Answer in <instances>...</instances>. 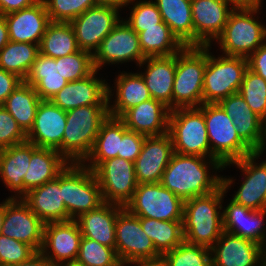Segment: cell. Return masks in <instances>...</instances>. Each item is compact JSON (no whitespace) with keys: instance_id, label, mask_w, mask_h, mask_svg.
<instances>
[{"instance_id":"f5cc1de1","label":"cell","mask_w":266,"mask_h":266,"mask_svg":"<svg viewBox=\"0 0 266 266\" xmlns=\"http://www.w3.org/2000/svg\"><path fill=\"white\" fill-rule=\"evenodd\" d=\"M39 0H0V15L19 11L33 6Z\"/></svg>"},{"instance_id":"9f6ffc18","label":"cell","mask_w":266,"mask_h":266,"mask_svg":"<svg viewBox=\"0 0 266 266\" xmlns=\"http://www.w3.org/2000/svg\"><path fill=\"white\" fill-rule=\"evenodd\" d=\"M131 264H135L136 266H168L163 256L154 259H140L130 263L129 265Z\"/></svg>"},{"instance_id":"c3c4849f","label":"cell","mask_w":266,"mask_h":266,"mask_svg":"<svg viewBox=\"0 0 266 266\" xmlns=\"http://www.w3.org/2000/svg\"><path fill=\"white\" fill-rule=\"evenodd\" d=\"M27 141V135L17 124L14 117L0 105V149Z\"/></svg>"},{"instance_id":"6f0895ef","label":"cell","mask_w":266,"mask_h":266,"mask_svg":"<svg viewBox=\"0 0 266 266\" xmlns=\"http://www.w3.org/2000/svg\"><path fill=\"white\" fill-rule=\"evenodd\" d=\"M8 25L4 16L0 15V51L9 42Z\"/></svg>"},{"instance_id":"4316f807","label":"cell","mask_w":266,"mask_h":266,"mask_svg":"<svg viewBox=\"0 0 266 266\" xmlns=\"http://www.w3.org/2000/svg\"><path fill=\"white\" fill-rule=\"evenodd\" d=\"M218 104L232 119L239 137L254 151H261L262 119L256 115L238 92L222 99Z\"/></svg>"},{"instance_id":"d6a6232c","label":"cell","mask_w":266,"mask_h":266,"mask_svg":"<svg viewBox=\"0 0 266 266\" xmlns=\"http://www.w3.org/2000/svg\"><path fill=\"white\" fill-rule=\"evenodd\" d=\"M24 81L34 87L41 100H51L68 83L60 71V57L54 59L41 53Z\"/></svg>"},{"instance_id":"f1b7e54d","label":"cell","mask_w":266,"mask_h":266,"mask_svg":"<svg viewBox=\"0 0 266 266\" xmlns=\"http://www.w3.org/2000/svg\"><path fill=\"white\" fill-rule=\"evenodd\" d=\"M147 63L144 73H139L147 86L151 98L163 102L172 110V90L176 70V54L147 57L139 67Z\"/></svg>"},{"instance_id":"d590c367","label":"cell","mask_w":266,"mask_h":266,"mask_svg":"<svg viewBox=\"0 0 266 266\" xmlns=\"http://www.w3.org/2000/svg\"><path fill=\"white\" fill-rule=\"evenodd\" d=\"M41 98L34 87L22 81L7 97L3 107L14 117L19 127L27 134L33 125Z\"/></svg>"},{"instance_id":"5bb4252c","label":"cell","mask_w":266,"mask_h":266,"mask_svg":"<svg viewBox=\"0 0 266 266\" xmlns=\"http://www.w3.org/2000/svg\"><path fill=\"white\" fill-rule=\"evenodd\" d=\"M92 56L96 70L110 63L135 61L139 65L146 58L141 50L138 34L123 19L101 41Z\"/></svg>"},{"instance_id":"1f68e13d","label":"cell","mask_w":266,"mask_h":266,"mask_svg":"<svg viewBox=\"0 0 266 266\" xmlns=\"http://www.w3.org/2000/svg\"><path fill=\"white\" fill-rule=\"evenodd\" d=\"M116 99L110 106L112 90L108 87L109 116L120 118L128 109L151 99L149 90L139 73H121L115 79Z\"/></svg>"},{"instance_id":"f907efd6","label":"cell","mask_w":266,"mask_h":266,"mask_svg":"<svg viewBox=\"0 0 266 266\" xmlns=\"http://www.w3.org/2000/svg\"><path fill=\"white\" fill-rule=\"evenodd\" d=\"M22 81L17 75L0 68V105L4 104L7 97Z\"/></svg>"},{"instance_id":"680465c9","label":"cell","mask_w":266,"mask_h":266,"mask_svg":"<svg viewBox=\"0 0 266 266\" xmlns=\"http://www.w3.org/2000/svg\"><path fill=\"white\" fill-rule=\"evenodd\" d=\"M133 1L135 0H94L96 5L113 6L119 9L125 7L126 5L128 6L131 2L132 4L135 3Z\"/></svg>"},{"instance_id":"e0dca14e","label":"cell","mask_w":266,"mask_h":266,"mask_svg":"<svg viewBox=\"0 0 266 266\" xmlns=\"http://www.w3.org/2000/svg\"><path fill=\"white\" fill-rule=\"evenodd\" d=\"M210 250L212 266H266L262 245L226 231Z\"/></svg>"},{"instance_id":"816d5d0a","label":"cell","mask_w":266,"mask_h":266,"mask_svg":"<svg viewBox=\"0 0 266 266\" xmlns=\"http://www.w3.org/2000/svg\"><path fill=\"white\" fill-rule=\"evenodd\" d=\"M248 69L266 80V42L248 58Z\"/></svg>"},{"instance_id":"11a10c76","label":"cell","mask_w":266,"mask_h":266,"mask_svg":"<svg viewBox=\"0 0 266 266\" xmlns=\"http://www.w3.org/2000/svg\"><path fill=\"white\" fill-rule=\"evenodd\" d=\"M234 8H260L262 0H227Z\"/></svg>"},{"instance_id":"52a82bcc","label":"cell","mask_w":266,"mask_h":266,"mask_svg":"<svg viewBox=\"0 0 266 266\" xmlns=\"http://www.w3.org/2000/svg\"><path fill=\"white\" fill-rule=\"evenodd\" d=\"M206 46V69L203 82V104L218 103L239 92L248 69L245 57L221 55L216 58Z\"/></svg>"},{"instance_id":"e575fe53","label":"cell","mask_w":266,"mask_h":266,"mask_svg":"<svg viewBox=\"0 0 266 266\" xmlns=\"http://www.w3.org/2000/svg\"><path fill=\"white\" fill-rule=\"evenodd\" d=\"M171 32L184 46H194L191 0L154 1Z\"/></svg>"},{"instance_id":"7bdbcfd3","label":"cell","mask_w":266,"mask_h":266,"mask_svg":"<svg viewBox=\"0 0 266 266\" xmlns=\"http://www.w3.org/2000/svg\"><path fill=\"white\" fill-rule=\"evenodd\" d=\"M239 93L251 110L263 119L266 115V80L247 69Z\"/></svg>"},{"instance_id":"7dc6e473","label":"cell","mask_w":266,"mask_h":266,"mask_svg":"<svg viewBox=\"0 0 266 266\" xmlns=\"http://www.w3.org/2000/svg\"><path fill=\"white\" fill-rule=\"evenodd\" d=\"M37 251L30 245L0 235V266H11L30 259Z\"/></svg>"},{"instance_id":"ab89813d","label":"cell","mask_w":266,"mask_h":266,"mask_svg":"<svg viewBox=\"0 0 266 266\" xmlns=\"http://www.w3.org/2000/svg\"><path fill=\"white\" fill-rule=\"evenodd\" d=\"M143 231L152 240L155 249L163 255L184 241L182 221H161L138 217Z\"/></svg>"},{"instance_id":"7a4b0ae2","label":"cell","mask_w":266,"mask_h":266,"mask_svg":"<svg viewBox=\"0 0 266 266\" xmlns=\"http://www.w3.org/2000/svg\"><path fill=\"white\" fill-rule=\"evenodd\" d=\"M221 177L222 186L216 191L184 201L182 226L185 242L211 248L223 233L221 203L234 180Z\"/></svg>"},{"instance_id":"60d3db41","label":"cell","mask_w":266,"mask_h":266,"mask_svg":"<svg viewBox=\"0 0 266 266\" xmlns=\"http://www.w3.org/2000/svg\"><path fill=\"white\" fill-rule=\"evenodd\" d=\"M74 266H123L113 248L82 237Z\"/></svg>"},{"instance_id":"94428289","label":"cell","mask_w":266,"mask_h":266,"mask_svg":"<svg viewBox=\"0 0 266 266\" xmlns=\"http://www.w3.org/2000/svg\"><path fill=\"white\" fill-rule=\"evenodd\" d=\"M4 216H5V201L0 204V235L2 230V225L4 223Z\"/></svg>"},{"instance_id":"30bf717a","label":"cell","mask_w":266,"mask_h":266,"mask_svg":"<svg viewBox=\"0 0 266 266\" xmlns=\"http://www.w3.org/2000/svg\"><path fill=\"white\" fill-rule=\"evenodd\" d=\"M125 208L133 215L161 221H182L184 201L158 183L138 184Z\"/></svg>"},{"instance_id":"603a6c76","label":"cell","mask_w":266,"mask_h":266,"mask_svg":"<svg viewBox=\"0 0 266 266\" xmlns=\"http://www.w3.org/2000/svg\"><path fill=\"white\" fill-rule=\"evenodd\" d=\"M9 40L40 45L48 24L51 22L42 0L33 6L4 15Z\"/></svg>"},{"instance_id":"f6af8a7d","label":"cell","mask_w":266,"mask_h":266,"mask_svg":"<svg viewBox=\"0 0 266 266\" xmlns=\"http://www.w3.org/2000/svg\"><path fill=\"white\" fill-rule=\"evenodd\" d=\"M94 70L93 56L88 51L79 50L74 54L60 57V71L68 82L83 79Z\"/></svg>"},{"instance_id":"ffe728a7","label":"cell","mask_w":266,"mask_h":266,"mask_svg":"<svg viewBox=\"0 0 266 266\" xmlns=\"http://www.w3.org/2000/svg\"><path fill=\"white\" fill-rule=\"evenodd\" d=\"M260 156L261 153L254 152L224 165L227 167L234 164L245 174L242 185L231 200L252 210L266 209V160L260 164L255 163Z\"/></svg>"},{"instance_id":"8992f818","label":"cell","mask_w":266,"mask_h":266,"mask_svg":"<svg viewBox=\"0 0 266 266\" xmlns=\"http://www.w3.org/2000/svg\"><path fill=\"white\" fill-rule=\"evenodd\" d=\"M260 8H234L216 39L227 56L248 58L266 42V26L255 19Z\"/></svg>"},{"instance_id":"9c48e42d","label":"cell","mask_w":266,"mask_h":266,"mask_svg":"<svg viewBox=\"0 0 266 266\" xmlns=\"http://www.w3.org/2000/svg\"><path fill=\"white\" fill-rule=\"evenodd\" d=\"M168 133L174 152L212 158L204 114L198 108L171 110Z\"/></svg>"},{"instance_id":"d4e9b609","label":"cell","mask_w":266,"mask_h":266,"mask_svg":"<svg viewBox=\"0 0 266 266\" xmlns=\"http://www.w3.org/2000/svg\"><path fill=\"white\" fill-rule=\"evenodd\" d=\"M22 200L44 223L70 220L62 198V172L56 179L29 190Z\"/></svg>"},{"instance_id":"83f0119b","label":"cell","mask_w":266,"mask_h":266,"mask_svg":"<svg viewBox=\"0 0 266 266\" xmlns=\"http://www.w3.org/2000/svg\"><path fill=\"white\" fill-rule=\"evenodd\" d=\"M123 208L121 205L103 202L97 208L80 215L75 220L79 225L82 237L95 240L115 250V222L118 213Z\"/></svg>"},{"instance_id":"cb8c5ba5","label":"cell","mask_w":266,"mask_h":266,"mask_svg":"<svg viewBox=\"0 0 266 266\" xmlns=\"http://www.w3.org/2000/svg\"><path fill=\"white\" fill-rule=\"evenodd\" d=\"M265 216L266 209L252 210L231 200L222 212L223 230L258 243L266 249Z\"/></svg>"},{"instance_id":"5b68a950","label":"cell","mask_w":266,"mask_h":266,"mask_svg":"<svg viewBox=\"0 0 266 266\" xmlns=\"http://www.w3.org/2000/svg\"><path fill=\"white\" fill-rule=\"evenodd\" d=\"M212 158L223 166L238 161L254 151L239 137L232 119L218 103L202 104Z\"/></svg>"},{"instance_id":"7c38bea8","label":"cell","mask_w":266,"mask_h":266,"mask_svg":"<svg viewBox=\"0 0 266 266\" xmlns=\"http://www.w3.org/2000/svg\"><path fill=\"white\" fill-rule=\"evenodd\" d=\"M103 202L125 207L138 186L134 162L115 157L103 161L95 170Z\"/></svg>"},{"instance_id":"484cf974","label":"cell","mask_w":266,"mask_h":266,"mask_svg":"<svg viewBox=\"0 0 266 266\" xmlns=\"http://www.w3.org/2000/svg\"><path fill=\"white\" fill-rule=\"evenodd\" d=\"M170 111L163 102L151 98L128 109L120 119L128 130L145 136H159L168 132Z\"/></svg>"},{"instance_id":"9a60e30c","label":"cell","mask_w":266,"mask_h":266,"mask_svg":"<svg viewBox=\"0 0 266 266\" xmlns=\"http://www.w3.org/2000/svg\"><path fill=\"white\" fill-rule=\"evenodd\" d=\"M119 10L113 6L96 5L73 19L70 23L79 49L93 55L101 41L119 23Z\"/></svg>"},{"instance_id":"8fae6325","label":"cell","mask_w":266,"mask_h":266,"mask_svg":"<svg viewBox=\"0 0 266 266\" xmlns=\"http://www.w3.org/2000/svg\"><path fill=\"white\" fill-rule=\"evenodd\" d=\"M115 234V252L123 266H129L136 260L162 256L143 231L138 216L131 214L125 207L117 215Z\"/></svg>"},{"instance_id":"bcb514c9","label":"cell","mask_w":266,"mask_h":266,"mask_svg":"<svg viewBox=\"0 0 266 266\" xmlns=\"http://www.w3.org/2000/svg\"><path fill=\"white\" fill-rule=\"evenodd\" d=\"M130 17L124 21L138 34L143 28L158 27L162 16L154 1H137L131 9Z\"/></svg>"},{"instance_id":"3957f363","label":"cell","mask_w":266,"mask_h":266,"mask_svg":"<svg viewBox=\"0 0 266 266\" xmlns=\"http://www.w3.org/2000/svg\"><path fill=\"white\" fill-rule=\"evenodd\" d=\"M109 117V105H89L66 111L61 155L69 163H82L90 154L101 124Z\"/></svg>"},{"instance_id":"d6986e66","label":"cell","mask_w":266,"mask_h":266,"mask_svg":"<svg viewBox=\"0 0 266 266\" xmlns=\"http://www.w3.org/2000/svg\"><path fill=\"white\" fill-rule=\"evenodd\" d=\"M173 154V143L168 132L159 136H146L134 162L137 183L160 182Z\"/></svg>"},{"instance_id":"2e32d148","label":"cell","mask_w":266,"mask_h":266,"mask_svg":"<svg viewBox=\"0 0 266 266\" xmlns=\"http://www.w3.org/2000/svg\"><path fill=\"white\" fill-rule=\"evenodd\" d=\"M44 225L22 198L5 199L1 235L26 243L39 252L43 243Z\"/></svg>"},{"instance_id":"6da1fadb","label":"cell","mask_w":266,"mask_h":266,"mask_svg":"<svg viewBox=\"0 0 266 266\" xmlns=\"http://www.w3.org/2000/svg\"><path fill=\"white\" fill-rule=\"evenodd\" d=\"M206 159L174 152L163 172L161 185L183 201L216 191L222 186V177L217 176L216 172L225 166L216 159ZM210 167L216 170L215 175L210 176Z\"/></svg>"},{"instance_id":"f35d334b","label":"cell","mask_w":266,"mask_h":266,"mask_svg":"<svg viewBox=\"0 0 266 266\" xmlns=\"http://www.w3.org/2000/svg\"><path fill=\"white\" fill-rule=\"evenodd\" d=\"M39 53V45L9 41L0 51V68L24 81Z\"/></svg>"},{"instance_id":"ee69618b","label":"cell","mask_w":266,"mask_h":266,"mask_svg":"<svg viewBox=\"0 0 266 266\" xmlns=\"http://www.w3.org/2000/svg\"><path fill=\"white\" fill-rule=\"evenodd\" d=\"M52 22H71L87 9L95 7L94 0H42Z\"/></svg>"},{"instance_id":"db71d44e","label":"cell","mask_w":266,"mask_h":266,"mask_svg":"<svg viewBox=\"0 0 266 266\" xmlns=\"http://www.w3.org/2000/svg\"><path fill=\"white\" fill-rule=\"evenodd\" d=\"M11 266H53L40 252L34 254L30 259Z\"/></svg>"},{"instance_id":"ba28073f","label":"cell","mask_w":266,"mask_h":266,"mask_svg":"<svg viewBox=\"0 0 266 266\" xmlns=\"http://www.w3.org/2000/svg\"><path fill=\"white\" fill-rule=\"evenodd\" d=\"M62 198L70 220L103 203L95 173L82 163H69L62 171Z\"/></svg>"},{"instance_id":"74e56055","label":"cell","mask_w":266,"mask_h":266,"mask_svg":"<svg viewBox=\"0 0 266 266\" xmlns=\"http://www.w3.org/2000/svg\"><path fill=\"white\" fill-rule=\"evenodd\" d=\"M138 37L146 58L175 55L184 47L164 21L158 27L143 28Z\"/></svg>"},{"instance_id":"4dcf8cb0","label":"cell","mask_w":266,"mask_h":266,"mask_svg":"<svg viewBox=\"0 0 266 266\" xmlns=\"http://www.w3.org/2000/svg\"><path fill=\"white\" fill-rule=\"evenodd\" d=\"M31 160V143L26 141L11 147L0 149V178L7 188L16 192L10 198L24 196V175ZM18 196V197H17Z\"/></svg>"},{"instance_id":"836d02e7","label":"cell","mask_w":266,"mask_h":266,"mask_svg":"<svg viewBox=\"0 0 266 266\" xmlns=\"http://www.w3.org/2000/svg\"><path fill=\"white\" fill-rule=\"evenodd\" d=\"M127 130L120 118L109 116L101 124L93 148L82 164L94 171L103 161L117 157L120 152V140ZM86 161L90 163L87 165Z\"/></svg>"},{"instance_id":"8d00e7d4","label":"cell","mask_w":266,"mask_h":266,"mask_svg":"<svg viewBox=\"0 0 266 266\" xmlns=\"http://www.w3.org/2000/svg\"><path fill=\"white\" fill-rule=\"evenodd\" d=\"M39 50L41 54L54 59L79 51L71 23L51 21L41 39Z\"/></svg>"},{"instance_id":"b9f144b4","label":"cell","mask_w":266,"mask_h":266,"mask_svg":"<svg viewBox=\"0 0 266 266\" xmlns=\"http://www.w3.org/2000/svg\"><path fill=\"white\" fill-rule=\"evenodd\" d=\"M162 256L168 266H212L210 248L185 241Z\"/></svg>"},{"instance_id":"4fadbf2b","label":"cell","mask_w":266,"mask_h":266,"mask_svg":"<svg viewBox=\"0 0 266 266\" xmlns=\"http://www.w3.org/2000/svg\"><path fill=\"white\" fill-rule=\"evenodd\" d=\"M81 238L82 233L76 220L45 223L43 243L39 252L53 266L74 265L79 254Z\"/></svg>"},{"instance_id":"277c9868","label":"cell","mask_w":266,"mask_h":266,"mask_svg":"<svg viewBox=\"0 0 266 266\" xmlns=\"http://www.w3.org/2000/svg\"><path fill=\"white\" fill-rule=\"evenodd\" d=\"M206 46H184L176 54L172 110L199 108L203 104Z\"/></svg>"},{"instance_id":"91938a15","label":"cell","mask_w":266,"mask_h":266,"mask_svg":"<svg viewBox=\"0 0 266 266\" xmlns=\"http://www.w3.org/2000/svg\"><path fill=\"white\" fill-rule=\"evenodd\" d=\"M265 125V126H264ZM266 115L262 119V146H261V151H258L259 153H263L264 150H266Z\"/></svg>"},{"instance_id":"ac0fdd59","label":"cell","mask_w":266,"mask_h":266,"mask_svg":"<svg viewBox=\"0 0 266 266\" xmlns=\"http://www.w3.org/2000/svg\"><path fill=\"white\" fill-rule=\"evenodd\" d=\"M229 4L227 0H191L194 46H211V40L220 36L234 10Z\"/></svg>"},{"instance_id":"f546056e","label":"cell","mask_w":266,"mask_h":266,"mask_svg":"<svg viewBox=\"0 0 266 266\" xmlns=\"http://www.w3.org/2000/svg\"><path fill=\"white\" fill-rule=\"evenodd\" d=\"M69 162L55 149L38 148L31 143V160L24 175V195L31 189L52 181Z\"/></svg>"},{"instance_id":"44dd1931","label":"cell","mask_w":266,"mask_h":266,"mask_svg":"<svg viewBox=\"0 0 266 266\" xmlns=\"http://www.w3.org/2000/svg\"><path fill=\"white\" fill-rule=\"evenodd\" d=\"M98 70L87 77L68 82L52 98L51 102L62 110L89 105H109L108 85L105 80L97 79Z\"/></svg>"},{"instance_id":"681fc988","label":"cell","mask_w":266,"mask_h":266,"mask_svg":"<svg viewBox=\"0 0 266 266\" xmlns=\"http://www.w3.org/2000/svg\"><path fill=\"white\" fill-rule=\"evenodd\" d=\"M145 137L135 131L127 130L120 140V152L117 157L135 162L141 152Z\"/></svg>"},{"instance_id":"7402d4cb","label":"cell","mask_w":266,"mask_h":266,"mask_svg":"<svg viewBox=\"0 0 266 266\" xmlns=\"http://www.w3.org/2000/svg\"><path fill=\"white\" fill-rule=\"evenodd\" d=\"M66 127V111L50 100H41L27 141L38 148H51L61 154V143Z\"/></svg>"}]
</instances>
